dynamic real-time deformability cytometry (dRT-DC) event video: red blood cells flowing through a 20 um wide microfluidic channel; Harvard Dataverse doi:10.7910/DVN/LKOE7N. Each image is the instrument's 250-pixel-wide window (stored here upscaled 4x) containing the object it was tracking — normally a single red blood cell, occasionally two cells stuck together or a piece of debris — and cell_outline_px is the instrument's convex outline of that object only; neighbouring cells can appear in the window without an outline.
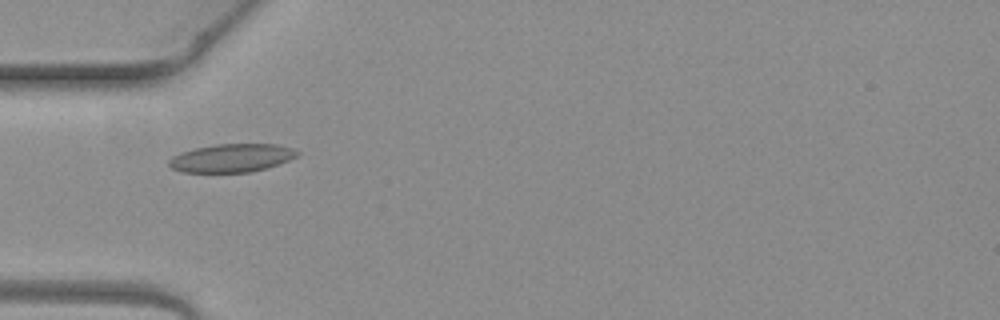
{"species": "common noctule bat (a hibernating species)", "species_latin": "Nyctalus noctula", "temperature_condition": "warm", "stored_images_in_passage": 5, "camera_frame_rate_fps": 3000, "um_per_image_px": 0.085, "animal": {"sex": "female", "body_mass_g": 19.3, "forearm_length_mm": 54.1}, "frame": {"image": 1, "passage_image": 5, "time_ms": 1.333, "image_size_px": [1000, 320], "cell_outline_px": [[300, 152], [296, 156], [288, 160], [252, 172], [184, 172], [172, 168], [168, 164], [168, 160], [172, 156], [180, 152], [196, 148], [216, 144], [276, 144], [292, 148]], "centroid_in_image_um": [19.66, 13.42], "position_along_channel_um": 65.3, "area_um2": 20.92}}